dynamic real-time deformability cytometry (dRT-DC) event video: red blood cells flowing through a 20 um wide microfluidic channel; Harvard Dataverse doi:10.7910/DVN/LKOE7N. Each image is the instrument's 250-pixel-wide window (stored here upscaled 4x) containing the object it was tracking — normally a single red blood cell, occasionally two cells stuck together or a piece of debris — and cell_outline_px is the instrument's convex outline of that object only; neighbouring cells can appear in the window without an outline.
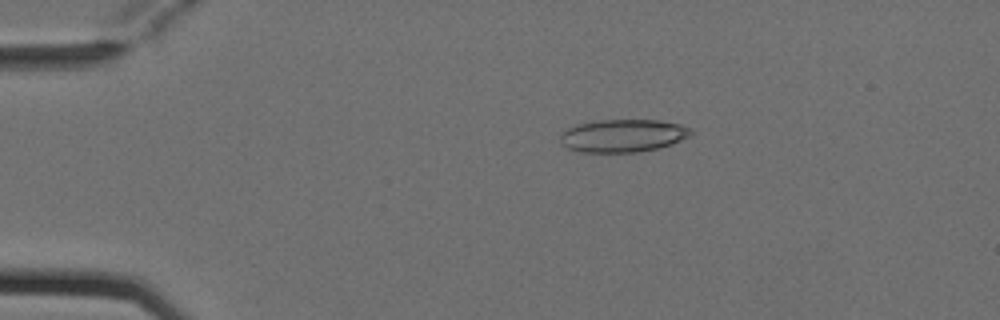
{"species": "Egyptian fruit bat (a non-hibernating species)", "species_latin": "Rousettus aegyptiacus", "temperature_condition": "cold", "stored_images_in_passage": 5, "camera_frame_rate_fps": 3000, "um_per_image_px": 0.085, "animal": {"sex": "female"}, "frame": {"image": 1, "passage_image": 3, "time_ms": 0.667, "image_size_px": [1000, 320], "cell_outline_px": [[692, 132], [688, 136], [672, 144], [640, 152], [580, 152], [568, 148], [560, 140], [560, 136], [568, 128], [580, 124], [600, 120], [660, 120], [680, 124], [692, 128]], "centroid_in_image_um": [52.98, 11.53], "position_along_channel_um": 32.0, "area_um2": 24.74}}